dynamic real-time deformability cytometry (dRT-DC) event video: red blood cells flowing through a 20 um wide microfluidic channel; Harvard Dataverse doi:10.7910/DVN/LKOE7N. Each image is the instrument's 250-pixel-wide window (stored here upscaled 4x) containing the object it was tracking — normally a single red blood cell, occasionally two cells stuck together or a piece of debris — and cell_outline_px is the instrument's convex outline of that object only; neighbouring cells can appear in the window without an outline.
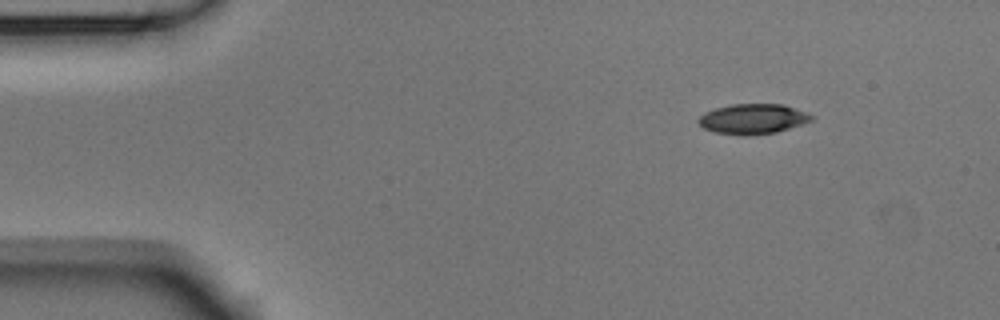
{"species": "Egyptian fruit bat (a non-hibernating species)", "species_latin": "Rousettus aegyptiacus", "temperature_condition": "room temperature", "stored_images_in_passage": 6, "camera_frame_rate_fps": 3000, "um_per_image_px": 0.085, "animal": {"sex": "male"}, "frame": {"image": 1, "passage_image": 1, "time_ms": 0.0, "image_size_px": [1000, 320], "cell_outline_px": [[812, 120], [776, 132], [748, 136], [744, 136], [712, 132], [704, 128], [696, 120], [704, 112], [716, 108], [732, 104], [784, 104], [808, 112], [812, 116]], "centroid_in_image_um": [63.96, 10.11], "position_along_channel_um": 21.0, "area_um2": 19.88}}
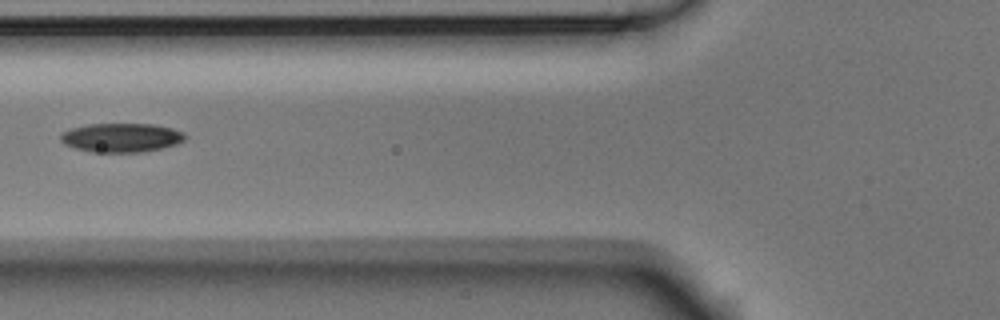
{"frame": {"image": 2, "passage_image": 5, "time_ms": 1.333, "image_size_px": [1000, 320], "cell_outline_px": [[188, 136], [184, 140], [176, 144], [144, 152], [92, 152], [76, 148], [64, 144], [60, 140], [60, 132], [68, 128], [88, 124], [152, 124], [172, 128], [184, 132]], "centroid_in_image_um": [10.29, 11.69], "position_along_channel_um": 115.5, "area_um2": 21.21}}
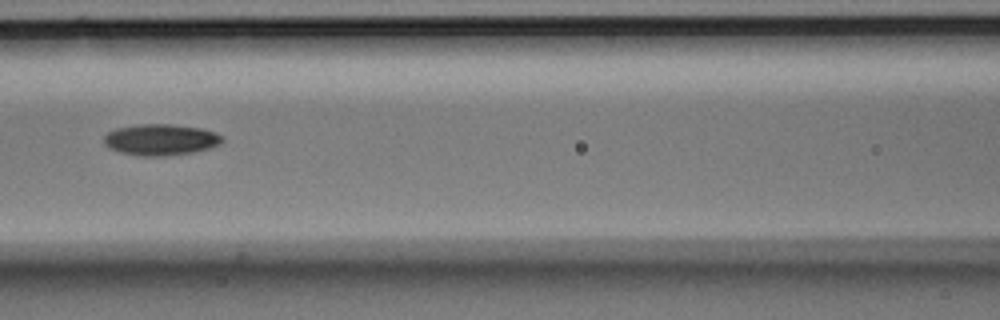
{"frame": {"image": 3, "passage_image": 6, "time_ms": 1.667, "image_size_px": [1000, 320], "cell_outline_px": [[224, 140], [220, 144], [208, 148], [192, 152], [164, 156], [140, 156], [120, 152], [108, 148], [104, 144], [104, 136], [108, 132], [116, 128], [136, 124], [172, 124], [200, 128], [216, 132], [224, 136]], "centroid_in_image_um": [13.65, 11.86], "position_along_channel_um": 152.9, "area_um2": 21.68}}